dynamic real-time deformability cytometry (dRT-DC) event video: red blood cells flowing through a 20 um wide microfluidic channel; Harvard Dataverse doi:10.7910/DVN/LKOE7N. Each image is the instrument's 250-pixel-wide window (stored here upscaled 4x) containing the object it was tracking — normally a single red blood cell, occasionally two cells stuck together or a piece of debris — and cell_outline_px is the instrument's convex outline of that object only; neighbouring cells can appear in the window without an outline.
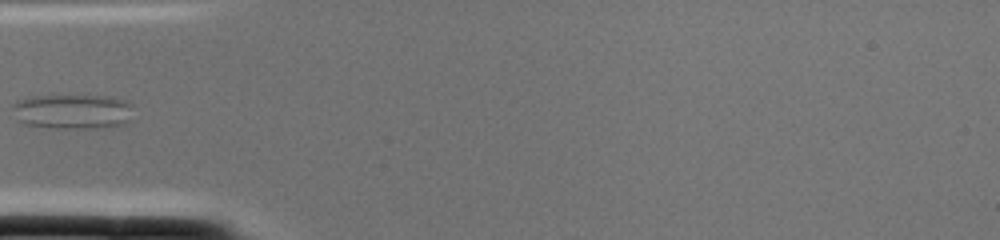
{"species": "common noctule bat (a hibernating species)", "species_latin": "Nyctalus noctula", "temperature_condition": "cold", "stored_images_in_passage": 2, "camera_frame_rate_fps": 3000, "um_per_image_px": 0.085, "animal": {"sex": "female", "body_mass_g": 22.0, "forearm_length_mm": 56.7}, "frame": {"image": 1, "passage_image": 2, "time_ms": 0.333, "image_size_px": [1000, 240], "cell_outline_px": [[132, 120], [124, 124], [96, 128], [56, 128], [24, 124], [20, 120], [12, 108], [12, 104], [16, 100], [32, 96], [112, 96], [124, 100], [132, 104]], "centroid_in_image_um": [6.22, 9.47], "position_along_channel_um": 78.8, "area_um2": 24.62}}